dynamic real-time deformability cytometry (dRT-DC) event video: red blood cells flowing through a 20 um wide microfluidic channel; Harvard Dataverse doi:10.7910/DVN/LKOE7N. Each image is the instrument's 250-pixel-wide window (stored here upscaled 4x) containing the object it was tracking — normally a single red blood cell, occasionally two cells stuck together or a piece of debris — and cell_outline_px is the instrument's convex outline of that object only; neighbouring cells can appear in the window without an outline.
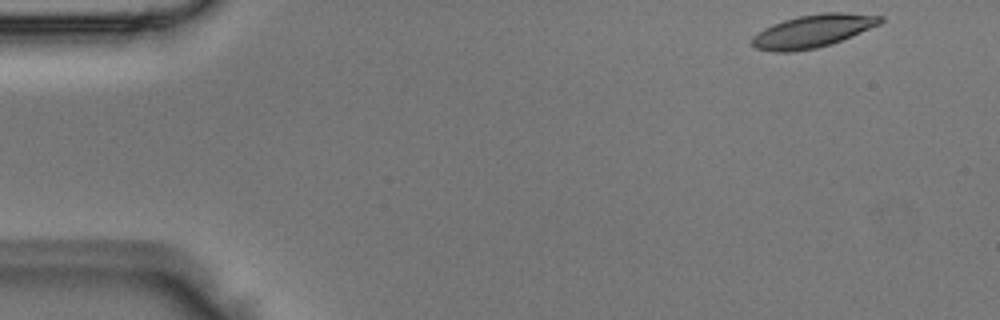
{"species": "Egyptian fruit bat (a non-hibernating species)", "species_latin": "Rousettus aegyptiacus", "temperature_condition": "room temperature", "stored_images_in_passage": 6, "camera_frame_rate_fps": 3000, "um_per_image_px": 0.085, "animal": {"sex": "male"}, "frame": {"image": 1, "passage_image": 1, "time_ms": 0.0, "image_size_px": [1000, 320], "cell_outline_px": [[884, 20], [880, 24], [852, 36], [832, 44], [816, 48], [792, 52], [772, 52], [756, 48], [752, 44], [752, 36], [764, 28], [772, 24], [784, 20], [800, 16], [824, 12], [840, 12], [884, 16]], "centroid_in_image_um": [69.1, 2.64], "position_along_channel_um": 15.9, "area_um2": 24.57}}
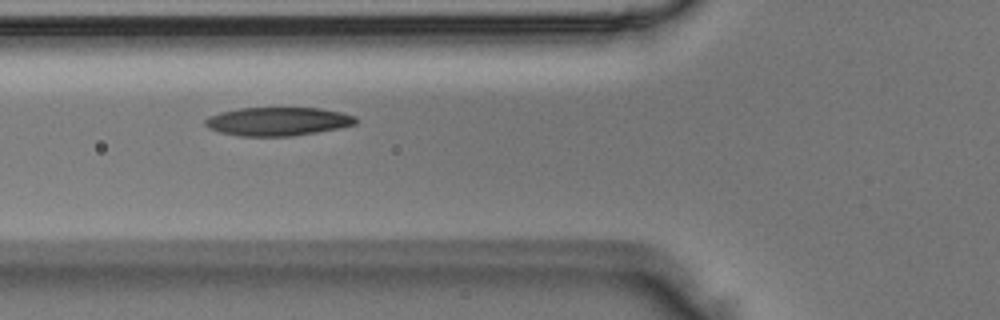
{"frame": {"image": 2, "passage_image": 5, "time_ms": 1.333, "image_size_px": [1000, 320], "cell_outline_px": [[360, 120], [356, 124], [340, 128], [292, 136], [240, 136], [220, 132], [208, 128], [204, 124], [204, 120], [208, 116], [220, 112], [240, 108], [320, 108], [340, 112], [356, 116]], "centroid_in_image_um": [23.63, 10.32], "position_along_channel_um": 102.2, "area_um2": 25.14}}
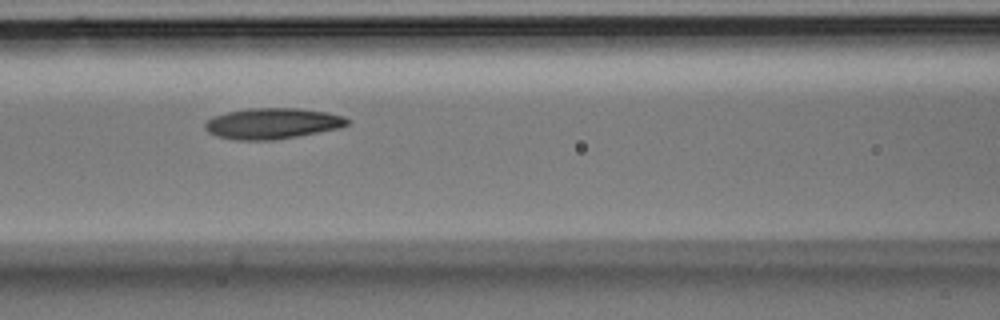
{"frame": {"image": 3, "passage_image": 6, "time_ms": 1.667, "image_size_px": [1000, 320], "cell_outline_px": [[352, 120], [348, 124], [340, 128], [296, 136], [272, 140], [236, 140], [216, 136], [208, 132], [204, 128], [204, 124], [212, 116], [228, 112], [248, 108], [296, 108], [328, 112], [344, 116]], "centroid_in_image_um": [23.16, 10.49], "position_along_channel_um": 143.4, "area_um2": 25.66}}